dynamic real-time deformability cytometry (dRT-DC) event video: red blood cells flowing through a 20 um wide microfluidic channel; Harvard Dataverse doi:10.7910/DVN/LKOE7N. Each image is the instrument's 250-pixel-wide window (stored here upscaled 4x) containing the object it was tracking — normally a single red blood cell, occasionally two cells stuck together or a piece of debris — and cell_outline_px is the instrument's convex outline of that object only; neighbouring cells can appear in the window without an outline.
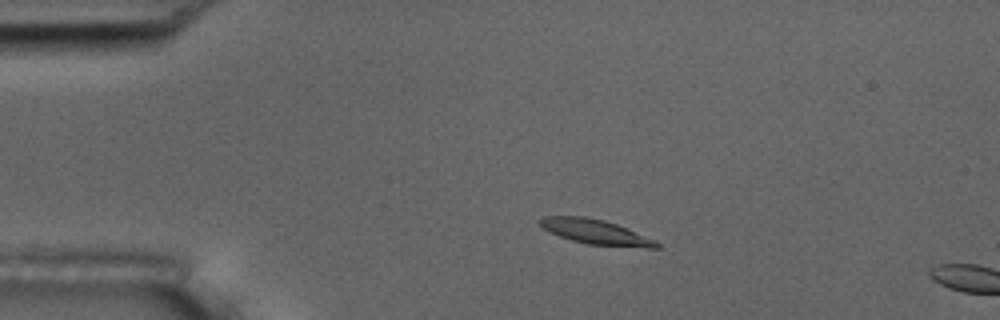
{"species": "common noctule bat (a hibernating species)", "species_latin": "Nyctalus noctula", "temperature_condition": "room temperature", "stored_images_in_passage": 12, "camera_frame_rate_fps": 3000, "um_per_image_px": 0.085, "animal": {"sex": "male", "body_mass_g": 17.5, "forearm_length_mm": 52.3}, "frame": {"image": 1, "passage_image": 9, "time_ms": 2.667, "image_size_px": [1000, 320], "cell_outline_px": [[660, 248], [644, 248], [588, 244], [572, 240], [548, 232], [536, 220], [544, 216], [584, 216], [604, 220], [616, 224], [652, 240], [660, 244]], "centroid_in_image_um": [50.56, 19.71], "position_along_channel_um": 34.4, "area_um2": 16.59}}